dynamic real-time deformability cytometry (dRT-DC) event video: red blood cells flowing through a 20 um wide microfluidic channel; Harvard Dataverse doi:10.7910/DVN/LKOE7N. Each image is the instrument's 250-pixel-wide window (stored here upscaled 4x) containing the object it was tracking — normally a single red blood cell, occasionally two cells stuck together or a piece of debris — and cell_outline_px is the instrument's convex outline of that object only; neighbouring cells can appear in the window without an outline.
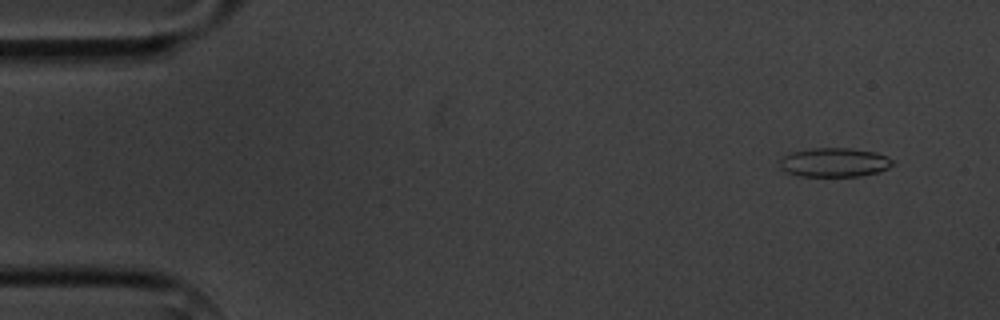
{"species": "common noctule bat (a hibernating species)", "species_latin": "Nyctalus noctula", "temperature_condition": "cold", "stored_images_in_passage": 5, "camera_frame_rate_fps": 3000, "um_per_image_px": 0.085, "animal": {"sex": "male", "body_mass_g": 20.1, "forearm_length_mm": 53.5}, "frame": {"image": 1, "passage_image": 2, "time_ms": 1.0, "image_size_px": [1000, 320], "cell_outline_px": [[892, 164], [888, 168], [876, 172], [860, 176], [800, 176], [784, 172], [780, 168], [780, 160], [784, 156], [792, 152], [808, 148], [852, 148], [876, 152], [892, 160]], "centroid_in_image_um": [70.87, 13.8], "position_along_channel_um": 14.1, "area_um2": 19.07}}
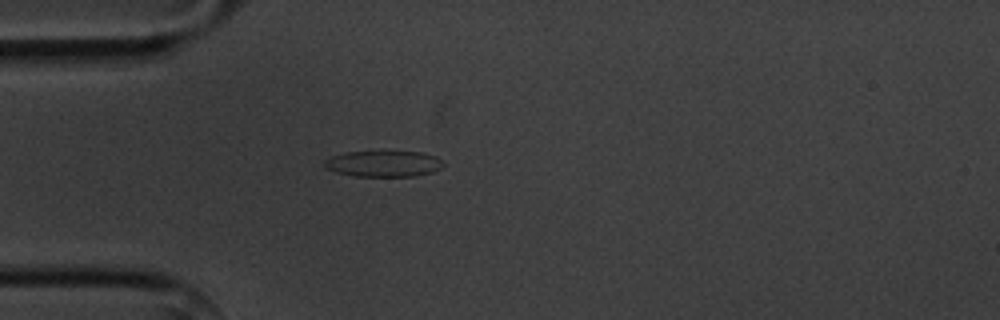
{"frame": {"image": 2, "passage_image": 5, "time_ms": 4.667, "image_size_px": [1000, 320], "cell_outline_px": [[444, 164], [440, 168], [432, 172], [416, 176], [352, 176], [336, 172], [328, 168], [324, 164], [324, 160], [332, 156], [344, 152], [384, 148], [424, 152], [436, 156], [444, 160]], "centroid_in_image_um": [32.64, 13.85], "position_along_channel_um": 52.4, "area_um2": 19.19}}